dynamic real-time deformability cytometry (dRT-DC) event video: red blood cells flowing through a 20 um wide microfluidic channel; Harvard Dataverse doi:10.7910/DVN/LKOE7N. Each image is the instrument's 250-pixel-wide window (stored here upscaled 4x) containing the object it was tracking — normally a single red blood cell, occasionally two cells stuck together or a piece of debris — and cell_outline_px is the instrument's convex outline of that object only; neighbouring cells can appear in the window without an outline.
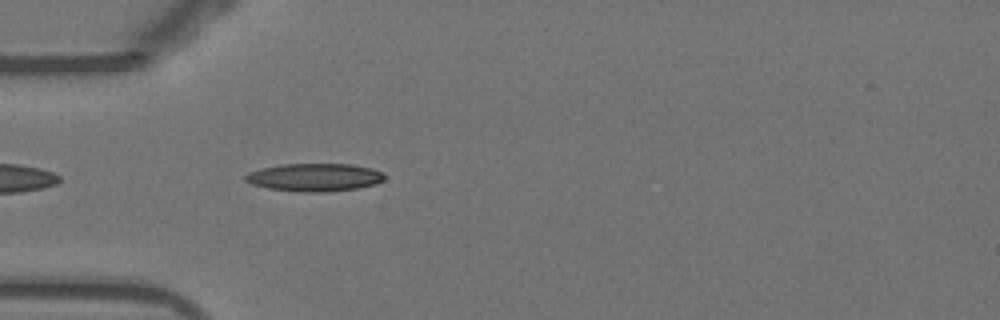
{"species": "Egyptian fruit bat (a non-hibernating species)", "species_latin": "Rousettus aegyptiacus", "temperature_condition": "warm", "stored_images_in_passage": 39, "camera_frame_rate_fps": 3000, "um_per_image_px": 0.085, "animal": {"sex": "female"}, "frame": {"image": 1, "passage_image": 3, "time_ms": 0.667, "image_size_px": [1000, 320], "cell_outline_px": [[384, 180], [372, 184], [356, 188], [328, 192], [300, 192], [268, 188], [252, 184], [244, 180], [244, 176], [248, 172], [260, 168], [280, 164], [352, 164], [372, 168], [384, 172]], "centroid_in_image_um": [26.71, 15.06], "position_along_channel_um": 58.3, "area_um2": 22.72}}
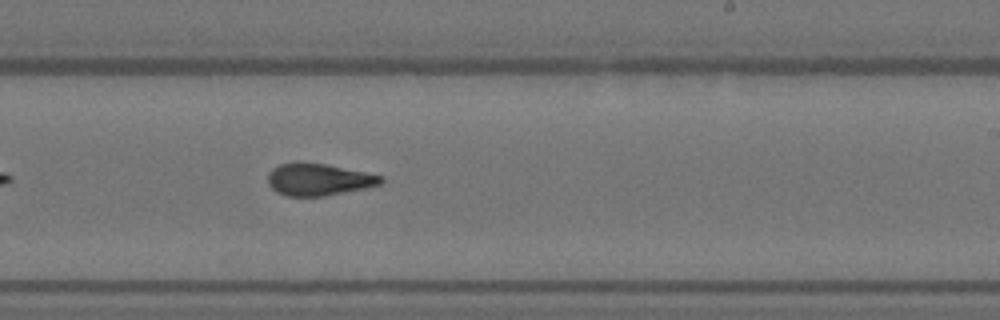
{"frame": {"image": 2, "passage_image": 19, "time_ms": 6.0, "image_size_px": [1000, 320], "cell_outline_px": [[384, 180], [380, 184], [364, 188], [324, 196], [288, 196], [276, 192], [268, 184], [268, 172], [272, 168], [280, 164], [296, 160], [324, 164], [384, 176]], "centroid_in_image_um": [27.02, 15.24], "position_along_channel_um": 262.0, "area_um2": 21.21}}
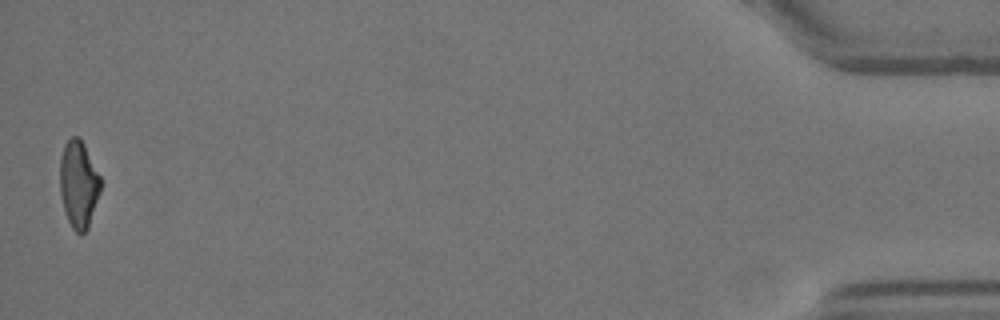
{"frame": {"image": 3, "passage_image": 39, "time_ms": 12.667, "image_size_px": [1000, 320], "cell_outline_px": [[100, 192], [88, 228], [80, 236], [72, 228], [68, 220], [64, 208], [60, 192], [60, 156], [64, 144], [72, 136], [80, 136], [100, 176]], "centroid_in_image_um": [6.67, 15.65], "position_along_channel_um": 428.5, "area_um2": 20.63}, "authors_computed_cell_mechanics": {"area_um2": 21.2704, "velocity_mm_per_s": 3.8821, "shape_relaxation_time_tau1_ms": 7.2249, "shape_relaxation_time_tau2_ms": 2.4453, "deformation_change_tau1": 0.2477, "deformation_change_tau2": 0.1138}}